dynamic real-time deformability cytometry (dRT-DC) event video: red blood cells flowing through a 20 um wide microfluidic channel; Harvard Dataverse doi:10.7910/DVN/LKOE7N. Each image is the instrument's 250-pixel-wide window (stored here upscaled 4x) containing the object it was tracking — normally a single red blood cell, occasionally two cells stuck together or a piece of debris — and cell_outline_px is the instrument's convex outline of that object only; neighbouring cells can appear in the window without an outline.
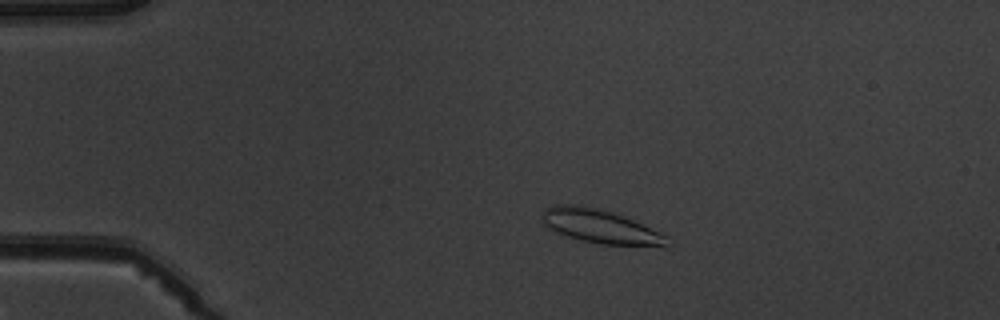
{"species": "common noctule bat (a hibernating species)", "species_latin": "Nyctalus noctula", "temperature_condition": "warm", "stored_images_in_passage": 5, "camera_frame_rate_fps": 3000, "um_per_image_px": 0.085, "animal": {"sex": "male", "body_mass_g": 19.5, "forearm_length_mm": 54.6}, "frame": {"image": 1, "passage_image": 3, "time_ms": 2.333, "image_size_px": [1000, 320], "cell_outline_px": [[668, 248], [600, 244], [580, 240], [556, 232], [548, 228], [540, 220], [540, 216], [544, 208], [552, 204], [584, 204], [612, 212], [624, 216], [660, 232], [668, 236]], "centroid_in_image_um": [51.02, 19.25], "position_along_channel_um": 34.0, "area_um2": 25.37}}